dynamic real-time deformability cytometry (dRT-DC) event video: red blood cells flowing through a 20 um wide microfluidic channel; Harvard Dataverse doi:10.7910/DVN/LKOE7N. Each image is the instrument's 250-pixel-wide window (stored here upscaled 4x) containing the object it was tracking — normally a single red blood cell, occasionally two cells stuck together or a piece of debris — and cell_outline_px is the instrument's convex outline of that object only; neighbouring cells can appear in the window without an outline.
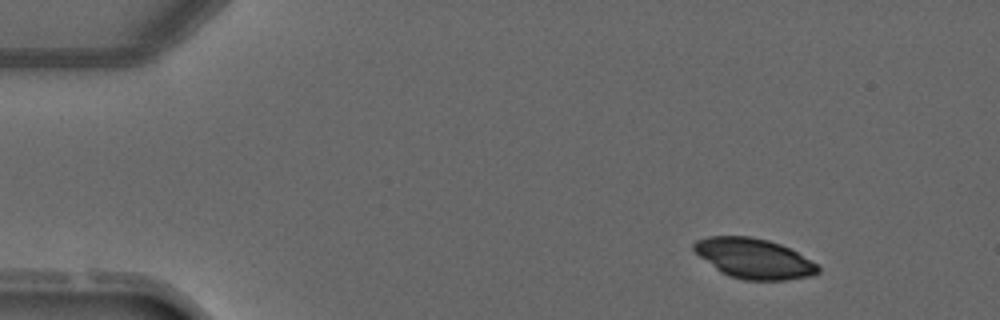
{"species": "common noctule bat (a hibernating species)", "species_latin": "Nyctalus noctula", "temperature_condition": "warm", "stored_images_in_passage": 3, "camera_frame_rate_fps": 3000, "um_per_image_px": 0.085, "animal": {"sex": "male", "forearm_length_mm": 52.5}, "frame": {"image": 1, "passage_image": 1, "time_ms": 0.0, "image_size_px": [1000, 320], "cell_outline_px": [[820, 272], [812, 276], [784, 280], [744, 280], [728, 276], [720, 272], [700, 256], [692, 248], [692, 244], [696, 240], [708, 236], [752, 236], [768, 240], [780, 244], [796, 252], [816, 264], [820, 268]], "centroid_in_image_um": [64.06, 21.97], "position_along_channel_um": 20.9, "area_um2": 28.9}}